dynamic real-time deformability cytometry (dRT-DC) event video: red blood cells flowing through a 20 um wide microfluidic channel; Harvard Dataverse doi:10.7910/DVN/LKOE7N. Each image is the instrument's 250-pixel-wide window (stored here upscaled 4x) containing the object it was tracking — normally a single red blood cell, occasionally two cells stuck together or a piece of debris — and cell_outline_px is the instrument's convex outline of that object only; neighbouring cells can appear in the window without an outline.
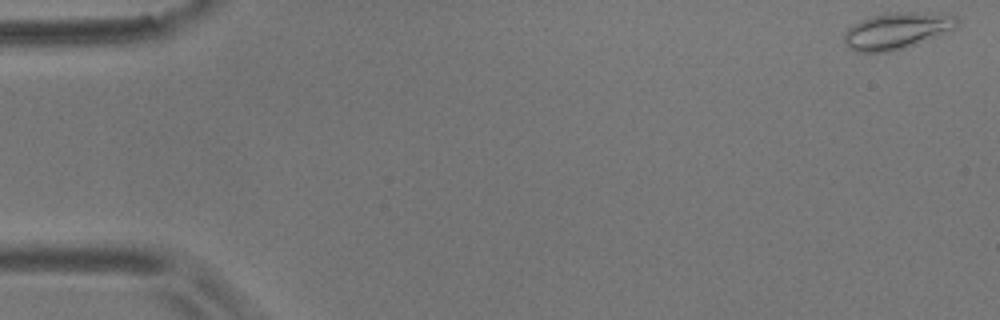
{"species": "common noctule bat (a hibernating species)", "species_latin": "Nyctalus noctula", "temperature_condition": "room temperature", "stored_images_in_passage": 9, "camera_frame_rate_fps": 3000, "um_per_image_px": 0.085, "animal": {"sex": "male", "body_mass_g": 17.9}, "frame": {"image": 1, "passage_image": 1, "time_ms": 0.0, "image_size_px": [1000, 320], "cell_outline_px": [[960, 20], [956, 28], [904, 48], [888, 52], [856, 52], [844, 40], [844, 32], [852, 24], [860, 20], [872, 16], [888, 12], [936, 12], [956, 16]], "centroid_in_image_um": [76.25, 2.58], "position_along_channel_um": 8.7, "area_um2": 23.99}}